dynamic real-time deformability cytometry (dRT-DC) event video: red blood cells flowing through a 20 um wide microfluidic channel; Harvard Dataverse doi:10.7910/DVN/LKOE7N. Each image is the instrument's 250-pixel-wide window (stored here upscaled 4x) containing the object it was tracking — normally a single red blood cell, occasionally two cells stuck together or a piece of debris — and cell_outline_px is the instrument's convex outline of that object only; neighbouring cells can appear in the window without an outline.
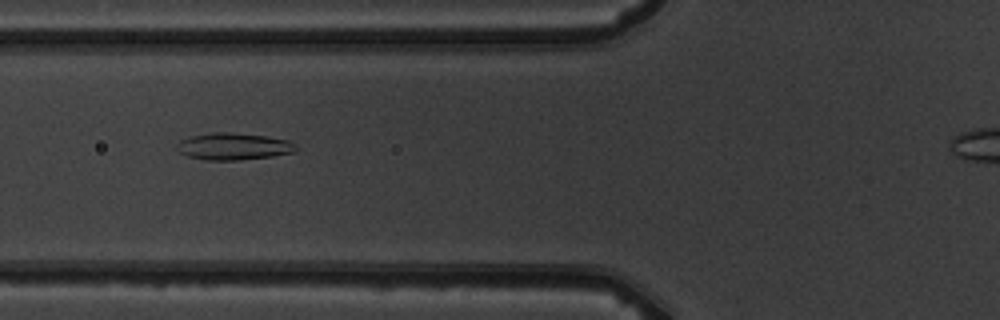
{"species": "common noctule bat (a hibernating species)", "species_latin": "Nyctalus noctula", "temperature_condition": "warm", "stored_images_in_passage": 5, "camera_frame_rate_fps": 3000, "um_per_image_px": 0.085, "animal": {"sex": "male", "body_mass_g": 19.5, "forearm_length_mm": 54.6}, "frame": {"image": 1, "passage_image": 3, "time_ms": 2.333, "image_size_px": [1000, 320], "cell_outline_px": [[296, 152], [272, 156], [240, 160], [204, 160], [188, 156], [180, 152], [176, 148], [176, 144], [180, 140], [188, 136], [212, 132], [228, 132], [268, 136], [288, 140], [296, 144]], "centroid_in_image_um": [19.84, 12.44], "position_along_channel_um": 106.0, "area_um2": 18.9}}